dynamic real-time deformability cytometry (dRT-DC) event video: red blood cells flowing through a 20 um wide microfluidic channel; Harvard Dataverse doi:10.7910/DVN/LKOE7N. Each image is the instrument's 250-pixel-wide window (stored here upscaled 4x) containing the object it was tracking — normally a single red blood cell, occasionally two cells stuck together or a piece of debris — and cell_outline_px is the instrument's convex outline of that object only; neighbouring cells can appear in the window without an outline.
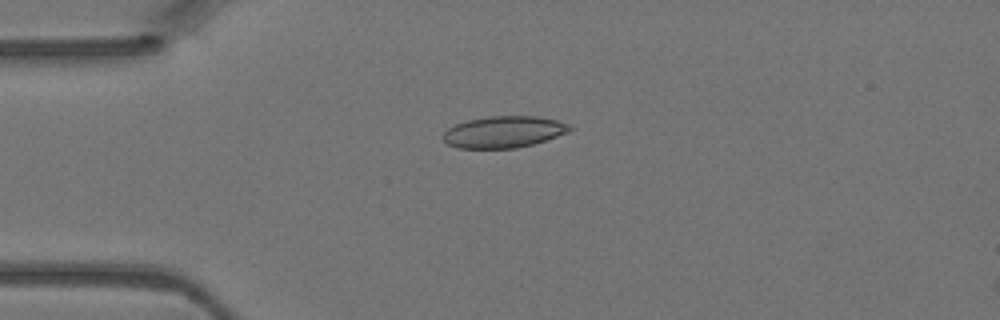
{"species": "Egyptian fruit bat (a non-hibernating species)", "species_latin": "Rousettus aegyptiacus", "temperature_condition": "warm", "stored_images_in_passage": 2, "camera_frame_rate_fps": 3000, "um_per_image_px": 0.085, "animal": {"sex": "female"}, "frame": {"image": 1, "passage_image": 1, "time_ms": 0.0, "image_size_px": [1000, 320], "cell_outline_px": [[572, 128], [568, 132], [532, 144], [516, 148], [456, 148], [448, 144], [440, 136], [448, 128], [456, 124], [468, 120], [488, 116], [536, 116], [556, 120], [568, 124]], "centroid_in_image_um": [42.77, 11.21], "position_along_channel_um": 42.2, "area_um2": 23.18}}